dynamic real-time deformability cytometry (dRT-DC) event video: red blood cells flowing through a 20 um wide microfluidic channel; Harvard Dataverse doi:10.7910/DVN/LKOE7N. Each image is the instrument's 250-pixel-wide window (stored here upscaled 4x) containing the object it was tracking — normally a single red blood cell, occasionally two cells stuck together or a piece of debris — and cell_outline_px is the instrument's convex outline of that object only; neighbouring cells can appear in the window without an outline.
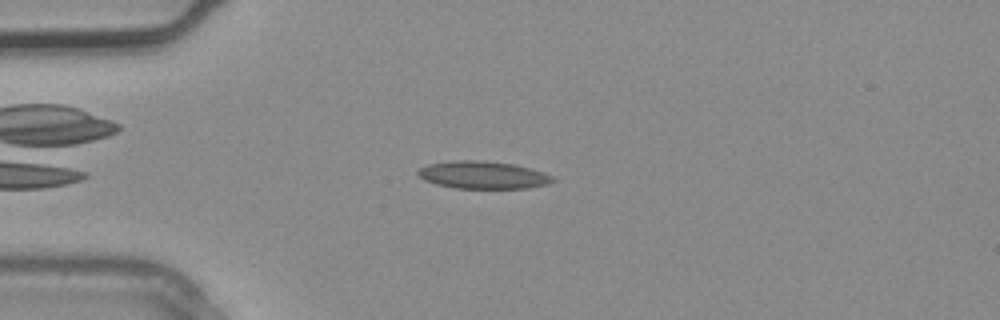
{"species": "common noctule bat (a hibernating species)", "species_latin": "Nyctalus noctula", "temperature_condition": "warm", "stored_images_in_passage": 2, "camera_frame_rate_fps": 3000, "um_per_image_px": 0.085, "animal": {"sex": "male", "body_mass_g": 20.4}, "frame": {"image": 1, "passage_image": 2, "time_ms": 0.333, "image_size_px": [1000, 320], "cell_outline_px": [[556, 180], [548, 184], [528, 188], [456, 188], [436, 184], [424, 180], [416, 172], [420, 168], [428, 164], [456, 160], [480, 160], [512, 164], [544, 172], [552, 176]], "centroid_in_image_um": [41.05, 14.87], "position_along_channel_um": 43.9, "area_um2": 21.5}}